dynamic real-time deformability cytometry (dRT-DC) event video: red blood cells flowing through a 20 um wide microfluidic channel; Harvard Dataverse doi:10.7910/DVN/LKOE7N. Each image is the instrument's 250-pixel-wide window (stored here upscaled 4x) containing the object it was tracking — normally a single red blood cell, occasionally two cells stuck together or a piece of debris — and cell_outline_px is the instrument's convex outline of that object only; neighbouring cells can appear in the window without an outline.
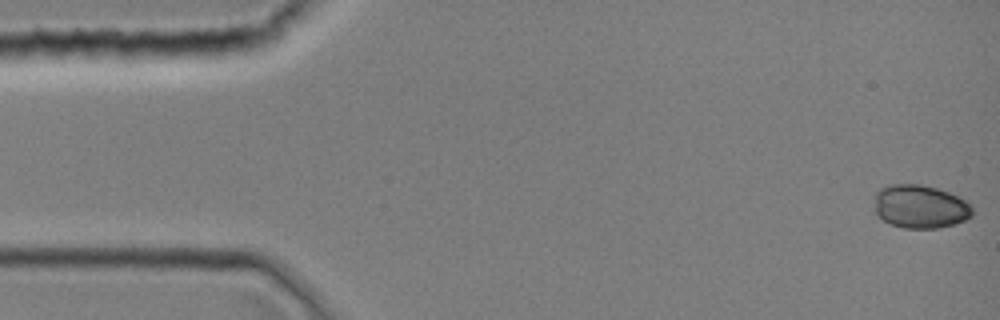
{"species": "common noctule bat (a hibernating species)", "species_latin": "Nyctalus noctula", "temperature_condition": "room temperature", "stored_images_in_passage": 40, "camera_frame_rate_fps": 3000, "um_per_image_px": 0.085, "animal": {"sex": "female", "body_mass_g": 19.0, "forearm_length_mm": 51.5}, "frame": {"image": 1, "passage_image": 1, "time_ms": 0.0, "image_size_px": [1000, 320], "cell_outline_px": [[972, 216], [964, 220], [952, 224], [936, 228], [904, 228], [892, 224], [884, 220], [876, 212], [876, 192], [880, 188], [888, 184], [920, 184], [936, 188], [948, 192], [964, 200], [972, 208]], "centroid_in_image_um": [78.21, 17.55], "position_along_channel_um": 6.8, "area_um2": 24.39}}
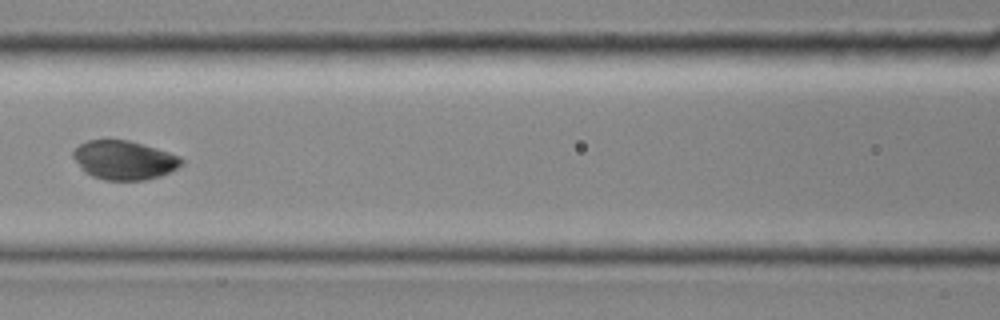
{"frame": {"image": 2, "passage_image": 18, "time_ms": 5.667, "image_size_px": [1000, 320], "cell_outline_px": [[184, 164], [160, 176], [144, 180], [104, 180], [92, 176], [84, 172], [80, 168], [72, 156], [72, 152], [80, 144], [88, 140], [128, 140], [156, 148], [180, 156], [184, 160]], "centroid_in_image_um": [10.54, 13.61], "position_along_channel_um": 156.1, "area_um2": 24.57}}
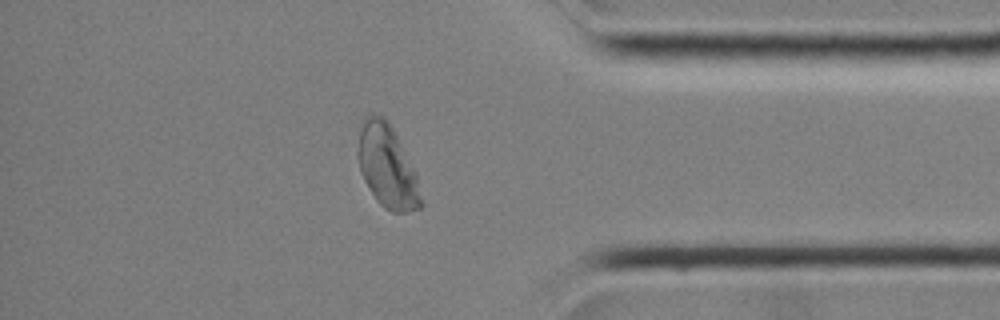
{"frame": {"image": 3, "passage_image": 34, "time_ms": 11.0, "image_size_px": [1000, 320], "cell_outline_px": [[424, 204], [420, 208], [404, 212], [392, 212], [384, 208], [376, 200], [364, 180], [360, 172], [356, 156], [356, 152], [360, 132], [364, 116], [372, 112], [376, 112], [384, 116], [388, 120], [416, 172]], "centroid_in_image_um": [32.9, 14.13], "position_along_channel_um": 402.3, "area_um2": 30.92}}